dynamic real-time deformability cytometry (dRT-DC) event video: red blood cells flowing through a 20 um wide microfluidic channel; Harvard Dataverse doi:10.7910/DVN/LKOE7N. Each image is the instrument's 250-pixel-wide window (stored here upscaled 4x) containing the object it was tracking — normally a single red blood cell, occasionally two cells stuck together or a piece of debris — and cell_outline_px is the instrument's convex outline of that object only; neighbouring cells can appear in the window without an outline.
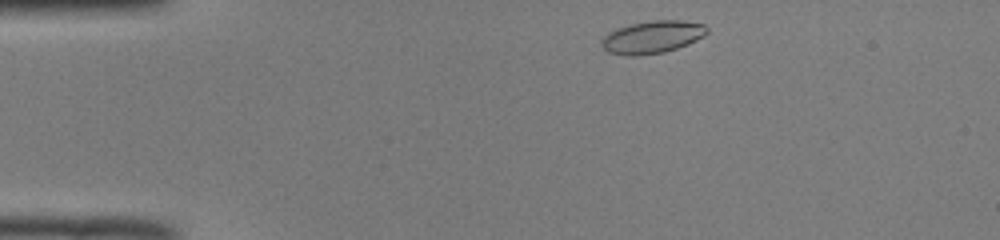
{"species": "common noctule bat (a hibernating species)", "species_latin": "Nyctalus noctula", "temperature_condition": "room temperature", "stored_images_in_passage": 44, "camera_frame_rate_fps": 3000, "um_per_image_px": 0.085, "animal": {"sex": "male", "body_mass_g": 19.0, "forearm_length_mm": 50.8}, "frame": {"image": 1, "passage_image": 2, "time_ms": 0.333, "image_size_px": [1000, 240], "cell_outline_px": [[708, 32], [704, 36], [688, 44], [664, 52], [636, 56], [628, 56], [608, 52], [600, 44], [600, 40], [608, 32], [632, 24], [652, 20], [684, 20], [704, 24], [708, 28]], "centroid_in_image_um": [55.46, 3.15], "position_along_channel_um": 29.5, "area_um2": 20.0}}
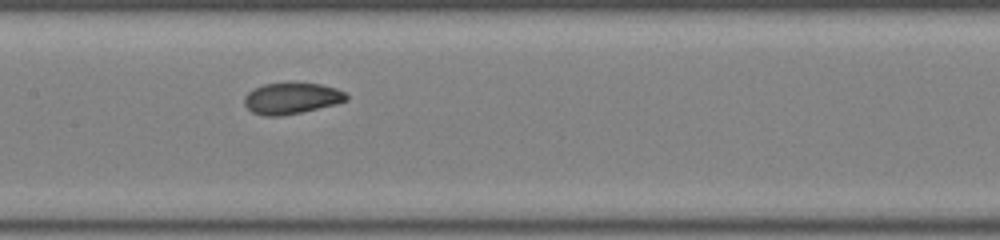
{"frame": {"image": 2, "passage_image": 18, "time_ms": 5.667, "image_size_px": [1000, 240], "cell_outline_px": [[348, 100], [336, 104], [300, 112], [280, 116], [264, 116], [252, 112], [244, 104], [244, 96], [248, 92], [264, 84], [320, 84], [336, 88], [344, 92], [348, 96]], "centroid_in_image_um": [24.78, 8.37], "position_along_channel_um": 182.6, "area_um2": 18.21}}
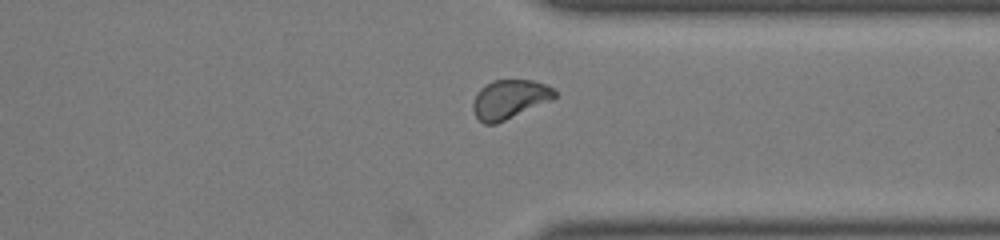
{"frame": {"image": 3, "passage_image": 32, "time_ms": 10.333, "image_size_px": [1000, 240], "cell_outline_px": [[556, 96], [552, 100], [496, 124], [484, 124], [476, 116], [472, 108], [472, 104], [480, 88], [484, 84], [492, 80], [532, 80], [544, 84], [552, 88], [556, 92]], "centroid_in_image_um": [43.3, 8.43], "position_along_channel_um": 368.1, "area_um2": 18.5}, "authors_computed_cell_mechanics": {"area_um2": 18.8717, "velocity_mm_per_s": 3.9721, "shape_relaxation_time_tau1_ms": 6.6659, "shape_relaxation_time_tau2_ms": 1.058, "deformation_change_tau1": 0.1563, "deformation_change_tau2": 0.0527}}